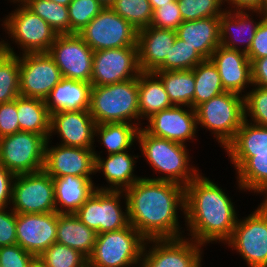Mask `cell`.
Listing matches in <instances>:
<instances>
[{
	"label": "cell",
	"instance_id": "11",
	"mask_svg": "<svg viewBox=\"0 0 267 267\" xmlns=\"http://www.w3.org/2000/svg\"><path fill=\"white\" fill-rule=\"evenodd\" d=\"M204 247L187 237L148 239L139 267H202Z\"/></svg>",
	"mask_w": 267,
	"mask_h": 267
},
{
	"label": "cell",
	"instance_id": "17",
	"mask_svg": "<svg viewBox=\"0 0 267 267\" xmlns=\"http://www.w3.org/2000/svg\"><path fill=\"white\" fill-rule=\"evenodd\" d=\"M143 124L146 125L143 129L152 136L184 145L193 144L199 137L195 109L188 106L174 105L155 113Z\"/></svg>",
	"mask_w": 267,
	"mask_h": 267
},
{
	"label": "cell",
	"instance_id": "45",
	"mask_svg": "<svg viewBox=\"0 0 267 267\" xmlns=\"http://www.w3.org/2000/svg\"><path fill=\"white\" fill-rule=\"evenodd\" d=\"M34 257L18 244L0 247V267H27Z\"/></svg>",
	"mask_w": 267,
	"mask_h": 267
},
{
	"label": "cell",
	"instance_id": "38",
	"mask_svg": "<svg viewBox=\"0 0 267 267\" xmlns=\"http://www.w3.org/2000/svg\"><path fill=\"white\" fill-rule=\"evenodd\" d=\"M110 8L137 31L151 25L153 10L149 0H115Z\"/></svg>",
	"mask_w": 267,
	"mask_h": 267
},
{
	"label": "cell",
	"instance_id": "32",
	"mask_svg": "<svg viewBox=\"0 0 267 267\" xmlns=\"http://www.w3.org/2000/svg\"><path fill=\"white\" fill-rule=\"evenodd\" d=\"M139 127L130 123H103L96 124L95 137L98 144L105 148L106 154L121 153L135 150ZM133 147V148H131Z\"/></svg>",
	"mask_w": 267,
	"mask_h": 267
},
{
	"label": "cell",
	"instance_id": "57",
	"mask_svg": "<svg viewBox=\"0 0 267 267\" xmlns=\"http://www.w3.org/2000/svg\"><path fill=\"white\" fill-rule=\"evenodd\" d=\"M8 1H10L9 3H13V2H23L25 0H8Z\"/></svg>",
	"mask_w": 267,
	"mask_h": 267
},
{
	"label": "cell",
	"instance_id": "56",
	"mask_svg": "<svg viewBox=\"0 0 267 267\" xmlns=\"http://www.w3.org/2000/svg\"><path fill=\"white\" fill-rule=\"evenodd\" d=\"M2 25V24H0ZM0 55L4 52V48H3V38H0Z\"/></svg>",
	"mask_w": 267,
	"mask_h": 267
},
{
	"label": "cell",
	"instance_id": "29",
	"mask_svg": "<svg viewBox=\"0 0 267 267\" xmlns=\"http://www.w3.org/2000/svg\"><path fill=\"white\" fill-rule=\"evenodd\" d=\"M96 237L97 233L74 213H57V243L79 251L88 259L94 250Z\"/></svg>",
	"mask_w": 267,
	"mask_h": 267
},
{
	"label": "cell",
	"instance_id": "6",
	"mask_svg": "<svg viewBox=\"0 0 267 267\" xmlns=\"http://www.w3.org/2000/svg\"><path fill=\"white\" fill-rule=\"evenodd\" d=\"M195 112L198 131L203 128L211 132L210 136L224 149L245 119L244 96L225 91L197 106Z\"/></svg>",
	"mask_w": 267,
	"mask_h": 267
},
{
	"label": "cell",
	"instance_id": "4",
	"mask_svg": "<svg viewBox=\"0 0 267 267\" xmlns=\"http://www.w3.org/2000/svg\"><path fill=\"white\" fill-rule=\"evenodd\" d=\"M12 4H15L13 7L15 9L0 20V22L2 21V30L8 35L3 38L4 52L11 55L48 52L58 34L22 2H13ZM12 44L17 46L18 51L20 49L19 53L14 46L12 47Z\"/></svg>",
	"mask_w": 267,
	"mask_h": 267
},
{
	"label": "cell",
	"instance_id": "35",
	"mask_svg": "<svg viewBox=\"0 0 267 267\" xmlns=\"http://www.w3.org/2000/svg\"><path fill=\"white\" fill-rule=\"evenodd\" d=\"M195 78L194 109L212 97L225 92L219 71L210 59H204L193 69Z\"/></svg>",
	"mask_w": 267,
	"mask_h": 267
},
{
	"label": "cell",
	"instance_id": "46",
	"mask_svg": "<svg viewBox=\"0 0 267 267\" xmlns=\"http://www.w3.org/2000/svg\"><path fill=\"white\" fill-rule=\"evenodd\" d=\"M17 244L16 212L11 207H0V247Z\"/></svg>",
	"mask_w": 267,
	"mask_h": 267
},
{
	"label": "cell",
	"instance_id": "7",
	"mask_svg": "<svg viewBox=\"0 0 267 267\" xmlns=\"http://www.w3.org/2000/svg\"><path fill=\"white\" fill-rule=\"evenodd\" d=\"M145 242L130 223L122 229L97 234L88 267H139Z\"/></svg>",
	"mask_w": 267,
	"mask_h": 267
},
{
	"label": "cell",
	"instance_id": "33",
	"mask_svg": "<svg viewBox=\"0 0 267 267\" xmlns=\"http://www.w3.org/2000/svg\"><path fill=\"white\" fill-rule=\"evenodd\" d=\"M16 105L20 131L40 134L48 140L50 114L45 100L19 95Z\"/></svg>",
	"mask_w": 267,
	"mask_h": 267
},
{
	"label": "cell",
	"instance_id": "5",
	"mask_svg": "<svg viewBox=\"0 0 267 267\" xmlns=\"http://www.w3.org/2000/svg\"><path fill=\"white\" fill-rule=\"evenodd\" d=\"M89 112L96 124L130 123L140 128L138 78L91 87Z\"/></svg>",
	"mask_w": 267,
	"mask_h": 267
},
{
	"label": "cell",
	"instance_id": "18",
	"mask_svg": "<svg viewBox=\"0 0 267 267\" xmlns=\"http://www.w3.org/2000/svg\"><path fill=\"white\" fill-rule=\"evenodd\" d=\"M53 143L52 140L46 141L43 167V170L52 178H60L67 175L96 176L93 149L64 146L58 144V142L52 145Z\"/></svg>",
	"mask_w": 267,
	"mask_h": 267
},
{
	"label": "cell",
	"instance_id": "49",
	"mask_svg": "<svg viewBox=\"0 0 267 267\" xmlns=\"http://www.w3.org/2000/svg\"><path fill=\"white\" fill-rule=\"evenodd\" d=\"M15 175L0 163V207H10Z\"/></svg>",
	"mask_w": 267,
	"mask_h": 267
},
{
	"label": "cell",
	"instance_id": "52",
	"mask_svg": "<svg viewBox=\"0 0 267 267\" xmlns=\"http://www.w3.org/2000/svg\"><path fill=\"white\" fill-rule=\"evenodd\" d=\"M174 0H149L152 10L160 8L162 5L168 4Z\"/></svg>",
	"mask_w": 267,
	"mask_h": 267
},
{
	"label": "cell",
	"instance_id": "12",
	"mask_svg": "<svg viewBox=\"0 0 267 267\" xmlns=\"http://www.w3.org/2000/svg\"><path fill=\"white\" fill-rule=\"evenodd\" d=\"M46 139L31 132L0 138V163L14 175L35 173L44 167Z\"/></svg>",
	"mask_w": 267,
	"mask_h": 267
},
{
	"label": "cell",
	"instance_id": "23",
	"mask_svg": "<svg viewBox=\"0 0 267 267\" xmlns=\"http://www.w3.org/2000/svg\"><path fill=\"white\" fill-rule=\"evenodd\" d=\"M209 59L218 69L225 91L242 96L247 94V90L252 87V71L251 62L245 52L220 45Z\"/></svg>",
	"mask_w": 267,
	"mask_h": 267
},
{
	"label": "cell",
	"instance_id": "44",
	"mask_svg": "<svg viewBox=\"0 0 267 267\" xmlns=\"http://www.w3.org/2000/svg\"><path fill=\"white\" fill-rule=\"evenodd\" d=\"M183 19L180 14L178 0L168 2L160 8L153 10L152 22L150 26L159 29H172L176 30Z\"/></svg>",
	"mask_w": 267,
	"mask_h": 267
},
{
	"label": "cell",
	"instance_id": "41",
	"mask_svg": "<svg viewBox=\"0 0 267 267\" xmlns=\"http://www.w3.org/2000/svg\"><path fill=\"white\" fill-rule=\"evenodd\" d=\"M183 21L220 17L226 10L224 0H178Z\"/></svg>",
	"mask_w": 267,
	"mask_h": 267
},
{
	"label": "cell",
	"instance_id": "50",
	"mask_svg": "<svg viewBox=\"0 0 267 267\" xmlns=\"http://www.w3.org/2000/svg\"><path fill=\"white\" fill-rule=\"evenodd\" d=\"M224 4H226V10L230 11H261L267 13V0H224Z\"/></svg>",
	"mask_w": 267,
	"mask_h": 267
},
{
	"label": "cell",
	"instance_id": "2",
	"mask_svg": "<svg viewBox=\"0 0 267 267\" xmlns=\"http://www.w3.org/2000/svg\"><path fill=\"white\" fill-rule=\"evenodd\" d=\"M204 175L201 172L185 187L184 237L204 247L210 243L224 245L232 236L239 210L233 196Z\"/></svg>",
	"mask_w": 267,
	"mask_h": 267
},
{
	"label": "cell",
	"instance_id": "40",
	"mask_svg": "<svg viewBox=\"0 0 267 267\" xmlns=\"http://www.w3.org/2000/svg\"><path fill=\"white\" fill-rule=\"evenodd\" d=\"M39 258L47 267H88V259L79 251L55 242Z\"/></svg>",
	"mask_w": 267,
	"mask_h": 267
},
{
	"label": "cell",
	"instance_id": "10",
	"mask_svg": "<svg viewBox=\"0 0 267 267\" xmlns=\"http://www.w3.org/2000/svg\"><path fill=\"white\" fill-rule=\"evenodd\" d=\"M77 34L93 51L137 46L138 31L110 7H104Z\"/></svg>",
	"mask_w": 267,
	"mask_h": 267
},
{
	"label": "cell",
	"instance_id": "25",
	"mask_svg": "<svg viewBox=\"0 0 267 267\" xmlns=\"http://www.w3.org/2000/svg\"><path fill=\"white\" fill-rule=\"evenodd\" d=\"M235 169L236 184L240 193L250 192L267 200V153L253 157H228Z\"/></svg>",
	"mask_w": 267,
	"mask_h": 267
},
{
	"label": "cell",
	"instance_id": "53",
	"mask_svg": "<svg viewBox=\"0 0 267 267\" xmlns=\"http://www.w3.org/2000/svg\"><path fill=\"white\" fill-rule=\"evenodd\" d=\"M27 267H47L45 263L39 258V256H35L32 261L29 263Z\"/></svg>",
	"mask_w": 267,
	"mask_h": 267
},
{
	"label": "cell",
	"instance_id": "39",
	"mask_svg": "<svg viewBox=\"0 0 267 267\" xmlns=\"http://www.w3.org/2000/svg\"><path fill=\"white\" fill-rule=\"evenodd\" d=\"M203 60L204 58L185 41L176 37L169 52V58H165V61L155 71L192 70Z\"/></svg>",
	"mask_w": 267,
	"mask_h": 267
},
{
	"label": "cell",
	"instance_id": "34",
	"mask_svg": "<svg viewBox=\"0 0 267 267\" xmlns=\"http://www.w3.org/2000/svg\"><path fill=\"white\" fill-rule=\"evenodd\" d=\"M161 79L173 105L194 109L195 78L193 70L154 71Z\"/></svg>",
	"mask_w": 267,
	"mask_h": 267
},
{
	"label": "cell",
	"instance_id": "27",
	"mask_svg": "<svg viewBox=\"0 0 267 267\" xmlns=\"http://www.w3.org/2000/svg\"><path fill=\"white\" fill-rule=\"evenodd\" d=\"M91 83L62 78L45 99L49 114L89 110Z\"/></svg>",
	"mask_w": 267,
	"mask_h": 267
},
{
	"label": "cell",
	"instance_id": "47",
	"mask_svg": "<svg viewBox=\"0 0 267 267\" xmlns=\"http://www.w3.org/2000/svg\"><path fill=\"white\" fill-rule=\"evenodd\" d=\"M16 99L0 104V138L20 132Z\"/></svg>",
	"mask_w": 267,
	"mask_h": 267
},
{
	"label": "cell",
	"instance_id": "51",
	"mask_svg": "<svg viewBox=\"0 0 267 267\" xmlns=\"http://www.w3.org/2000/svg\"><path fill=\"white\" fill-rule=\"evenodd\" d=\"M252 85L267 88V56L251 63Z\"/></svg>",
	"mask_w": 267,
	"mask_h": 267
},
{
	"label": "cell",
	"instance_id": "3",
	"mask_svg": "<svg viewBox=\"0 0 267 267\" xmlns=\"http://www.w3.org/2000/svg\"><path fill=\"white\" fill-rule=\"evenodd\" d=\"M137 146L142 160L149 164L157 176H145L152 180L171 181L186 187L201 172L192 161L187 145L152 136L143 127L138 131ZM193 163V164H192ZM152 177V178H151Z\"/></svg>",
	"mask_w": 267,
	"mask_h": 267
},
{
	"label": "cell",
	"instance_id": "20",
	"mask_svg": "<svg viewBox=\"0 0 267 267\" xmlns=\"http://www.w3.org/2000/svg\"><path fill=\"white\" fill-rule=\"evenodd\" d=\"M17 244L34 256L56 242L57 212L16 213Z\"/></svg>",
	"mask_w": 267,
	"mask_h": 267
},
{
	"label": "cell",
	"instance_id": "37",
	"mask_svg": "<svg viewBox=\"0 0 267 267\" xmlns=\"http://www.w3.org/2000/svg\"><path fill=\"white\" fill-rule=\"evenodd\" d=\"M19 55H0V104L14 101L20 95Z\"/></svg>",
	"mask_w": 267,
	"mask_h": 267
},
{
	"label": "cell",
	"instance_id": "31",
	"mask_svg": "<svg viewBox=\"0 0 267 267\" xmlns=\"http://www.w3.org/2000/svg\"><path fill=\"white\" fill-rule=\"evenodd\" d=\"M228 157H253L267 153V126L244 119L235 137L225 146Z\"/></svg>",
	"mask_w": 267,
	"mask_h": 267
},
{
	"label": "cell",
	"instance_id": "13",
	"mask_svg": "<svg viewBox=\"0 0 267 267\" xmlns=\"http://www.w3.org/2000/svg\"><path fill=\"white\" fill-rule=\"evenodd\" d=\"M10 207L16 213L56 212L53 178L44 170L15 175Z\"/></svg>",
	"mask_w": 267,
	"mask_h": 267
},
{
	"label": "cell",
	"instance_id": "1",
	"mask_svg": "<svg viewBox=\"0 0 267 267\" xmlns=\"http://www.w3.org/2000/svg\"><path fill=\"white\" fill-rule=\"evenodd\" d=\"M124 193L129 223L146 240L184 237L185 221L179 220H185L184 186L142 176Z\"/></svg>",
	"mask_w": 267,
	"mask_h": 267
},
{
	"label": "cell",
	"instance_id": "22",
	"mask_svg": "<svg viewBox=\"0 0 267 267\" xmlns=\"http://www.w3.org/2000/svg\"><path fill=\"white\" fill-rule=\"evenodd\" d=\"M266 16L267 13L261 11L225 10L219 17L220 45L247 53L260 22Z\"/></svg>",
	"mask_w": 267,
	"mask_h": 267
},
{
	"label": "cell",
	"instance_id": "15",
	"mask_svg": "<svg viewBox=\"0 0 267 267\" xmlns=\"http://www.w3.org/2000/svg\"><path fill=\"white\" fill-rule=\"evenodd\" d=\"M141 73L137 46L94 51L92 87L120 83Z\"/></svg>",
	"mask_w": 267,
	"mask_h": 267
},
{
	"label": "cell",
	"instance_id": "28",
	"mask_svg": "<svg viewBox=\"0 0 267 267\" xmlns=\"http://www.w3.org/2000/svg\"><path fill=\"white\" fill-rule=\"evenodd\" d=\"M94 177L67 175L53 178L57 213H75L96 190Z\"/></svg>",
	"mask_w": 267,
	"mask_h": 267
},
{
	"label": "cell",
	"instance_id": "14",
	"mask_svg": "<svg viewBox=\"0 0 267 267\" xmlns=\"http://www.w3.org/2000/svg\"><path fill=\"white\" fill-rule=\"evenodd\" d=\"M20 95L45 100L60 82L62 75L47 52L19 55Z\"/></svg>",
	"mask_w": 267,
	"mask_h": 267
},
{
	"label": "cell",
	"instance_id": "19",
	"mask_svg": "<svg viewBox=\"0 0 267 267\" xmlns=\"http://www.w3.org/2000/svg\"><path fill=\"white\" fill-rule=\"evenodd\" d=\"M96 122L89 110L58 111L50 114V133L48 140L57 135L59 143L64 146L93 149ZM95 144V146H94Z\"/></svg>",
	"mask_w": 267,
	"mask_h": 267
},
{
	"label": "cell",
	"instance_id": "16",
	"mask_svg": "<svg viewBox=\"0 0 267 267\" xmlns=\"http://www.w3.org/2000/svg\"><path fill=\"white\" fill-rule=\"evenodd\" d=\"M62 78L91 83L94 51L78 34L58 35L47 52Z\"/></svg>",
	"mask_w": 267,
	"mask_h": 267
},
{
	"label": "cell",
	"instance_id": "8",
	"mask_svg": "<svg viewBox=\"0 0 267 267\" xmlns=\"http://www.w3.org/2000/svg\"><path fill=\"white\" fill-rule=\"evenodd\" d=\"M253 210L245 217L239 216L224 246L239 253L247 267H267V200Z\"/></svg>",
	"mask_w": 267,
	"mask_h": 267
},
{
	"label": "cell",
	"instance_id": "54",
	"mask_svg": "<svg viewBox=\"0 0 267 267\" xmlns=\"http://www.w3.org/2000/svg\"><path fill=\"white\" fill-rule=\"evenodd\" d=\"M104 7H110L115 0H98Z\"/></svg>",
	"mask_w": 267,
	"mask_h": 267
},
{
	"label": "cell",
	"instance_id": "21",
	"mask_svg": "<svg viewBox=\"0 0 267 267\" xmlns=\"http://www.w3.org/2000/svg\"><path fill=\"white\" fill-rule=\"evenodd\" d=\"M95 156V174L101 173L105 185L101 186L95 184L96 190H112V191H124L131 187L136 181H138L142 176H138L136 164L139 159V154L135 155L134 150H127L121 153L108 154L104 158L101 153L104 151H97L94 147ZM96 150V151H95ZM132 152V154L130 153Z\"/></svg>",
	"mask_w": 267,
	"mask_h": 267
},
{
	"label": "cell",
	"instance_id": "42",
	"mask_svg": "<svg viewBox=\"0 0 267 267\" xmlns=\"http://www.w3.org/2000/svg\"><path fill=\"white\" fill-rule=\"evenodd\" d=\"M104 8L98 0H72L68 5L70 34H77Z\"/></svg>",
	"mask_w": 267,
	"mask_h": 267
},
{
	"label": "cell",
	"instance_id": "24",
	"mask_svg": "<svg viewBox=\"0 0 267 267\" xmlns=\"http://www.w3.org/2000/svg\"><path fill=\"white\" fill-rule=\"evenodd\" d=\"M177 37L176 30L149 26L138 30L137 49L141 72H154L169 58Z\"/></svg>",
	"mask_w": 267,
	"mask_h": 267
},
{
	"label": "cell",
	"instance_id": "9",
	"mask_svg": "<svg viewBox=\"0 0 267 267\" xmlns=\"http://www.w3.org/2000/svg\"><path fill=\"white\" fill-rule=\"evenodd\" d=\"M74 214L97 234L119 230L129 224L124 191L95 190Z\"/></svg>",
	"mask_w": 267,
	"mask_h": 267
},
{
	"label": "cell",
	"instance_id": "36",
	"mask_svg": "<svg viewBox=\"0 0 267 267\" xmlns=\"http://www.w3.org/2000/svg\"><path fill=\"white\" fill-rule=\"evenodd\" d=\"M22 3L46 21L58 35L70 34L68 6L50 0H25Z\"/></svg>",
	"mask_w": 267,
	"mask_h": 267
},
{
	"label": "cell",
	"instance_id": "43",
	"mask_svg": "<svg viewBox=\"0 0 267 267\" xmlns=\"http://www.w3.org/2000/svg\"><path fill=\"white\" fill-rule=\"evenodd\" d=\"M244 109L245 120L267 126V88L252 85L244 96Z\"/></svg>",
	"mask_w": 267,
	"mask_h": 267
},
{
	"label": "cell",
	"instance_id": "55",
	"mask_svg": "<svg viewBox=\"0 0 267 267\" xmlns=\"http://www.w3.org/2000/svg\"><path fill=\"white\" fill-rule=\"evenodd\" d=\"M50 1H54L55 3L60 4V5H63V6H68L69 3L72 0H50Z\"/></svg>",
	"mask_w": 267,
	"mask_h": 267
},
{
	"label": "cell",
	"instance_id": "26",
	"mask_svg": "<svg viewBox=\"0 0 267 267\" xmlns=\"http://www.w3.org/2000/svg\"><path fill=\"white\" fill-rule=\"evenodd\" d=\"M176 34L204 59H209L220 46L219 17L183 21Z\"/></svg>",
	"mask_w": 267,
	"mask_h": 267
},
{
	"label": "cell",
	"instance_id": "30",
	"mask_svg": "<svg viewBox=\"0 0 267 267\" xmlns=\"http://www.w3.org/2000/svg\"><path fill=\"white\" fill-rule=\"evenodd\" d=\"M137 78L141 128L145 120L152 115L174 105L171 103L161 79L154 72H141Z\"/></svg>",
	"mask_w": 267,
	"mask_h": 267
},
{
	"label": "cell",
	"instance_id": "48",
	"mask_svg": "<svg viewBox=\"0 0 267 267\" xmlns=\"http://www.w3.org/2000/svg\"><path fill=\"white\" fill-rule=\"evenodd\" d=\"M250 62L267 56V16L260 22L250 50L246 53Z\"/></svg>",
	"mask_w": 267,
	"mask_h": 267
}]
</instances>
